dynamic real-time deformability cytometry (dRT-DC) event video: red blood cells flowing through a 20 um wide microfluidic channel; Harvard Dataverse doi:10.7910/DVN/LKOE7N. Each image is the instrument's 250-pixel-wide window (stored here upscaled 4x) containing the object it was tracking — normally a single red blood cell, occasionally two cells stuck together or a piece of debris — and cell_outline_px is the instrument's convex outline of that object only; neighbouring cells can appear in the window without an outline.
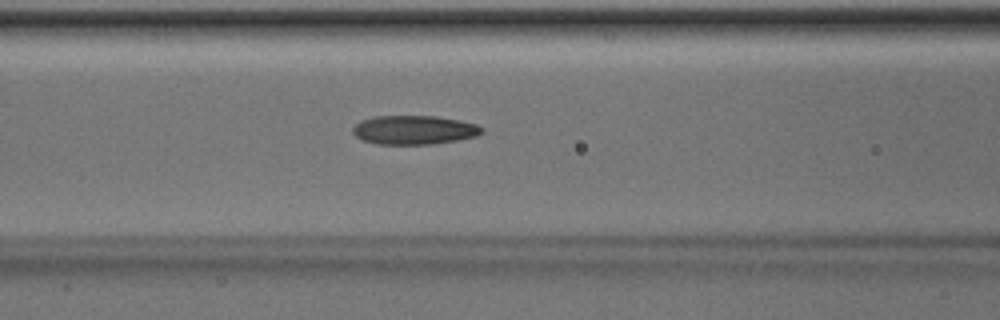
{"species": "Egyptian fruit bat (a non-hibernating species)", "species_latin": "Rousettus aegyptiacus", "temperature_condition": "room temperature", "stored_images_in_passage": 50, "camera_frame_rate_fps": 3000, "um_per_image_px": 0.085, "animal": {"sex": "male"}, "frame": {"image": 1, "passage_image": 21, "time_ms": 6.667, "image_size_px": [1000, 320], "cell_outline_px": [[484, 132], [476, 136], [456, 140], [432, 144], [376, 144], [364, 140], [356, 136], [352, 132], [352, 128], [360, 120], [376, 116], [436, 116], [460, 120], [476, 124], [484, 128]], "centroid_in_image_um": [35.2, 11.04], "position_along_channel_um": 131.4, "area_um2": 21.79}}
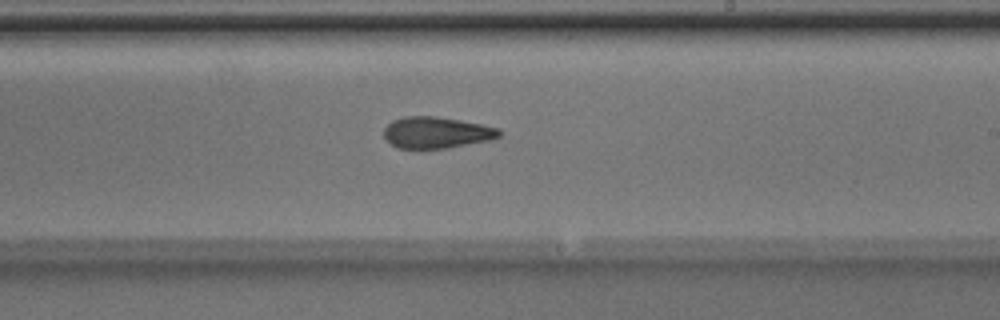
{"frame": {"image": 2, "passage_image": 30, "time_ms": 9.667, "image_size_px": [1000, 320], "cell_outline_px": [[500, 136], [492, 140], [448, 148], [396, 148], [384, 140], [384, 128], [392, 120], [404, 116], [436, 116], [460, 120], [500, 128]], "centroid_in_image_um": [37.08, 11.27], "position_along_channel_um": 251.9, "area_um2": 21.33}}
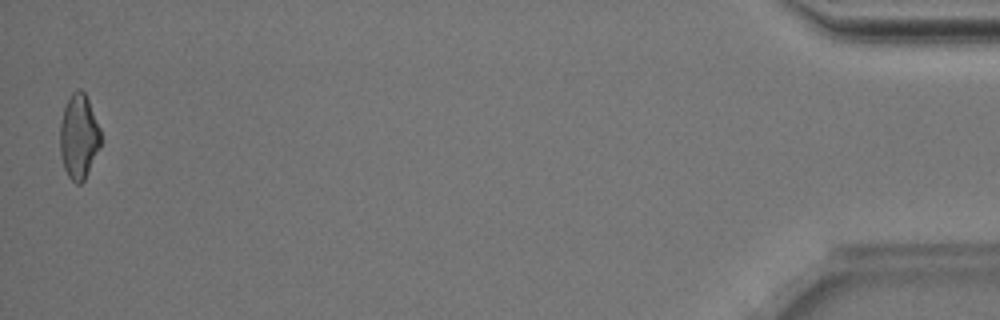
{"frame": {"image": 3, "passage_image": 50, "time_ms": 16.333, "image_size_px": [1000, 320], "cell_outline_px": [[104, 140], [84, 180], [80, 184], [76, 184], [68, 176], [64, 168], [60, 156], [60, 124], [64, 108], [72, 92], [80, 88], [84, 92], [88, 100], [100, 128]], "centroid_in_image_um": [6.72, 11.63], "position_along_channel_um": 428.5, "area_um2": 20.29}, "authors_computed_cell_mechanics": {"area_um2": 21.2126, "velocity_mm_per_s": 4.0273, "shape_relaxation_time_tau1_ms": 8.2065, "shape_relaxation_time_tau2_ms": 4.1328, "deformation_change_tau1": 0.1929, "deformation_change_tau2": 0.1298}}